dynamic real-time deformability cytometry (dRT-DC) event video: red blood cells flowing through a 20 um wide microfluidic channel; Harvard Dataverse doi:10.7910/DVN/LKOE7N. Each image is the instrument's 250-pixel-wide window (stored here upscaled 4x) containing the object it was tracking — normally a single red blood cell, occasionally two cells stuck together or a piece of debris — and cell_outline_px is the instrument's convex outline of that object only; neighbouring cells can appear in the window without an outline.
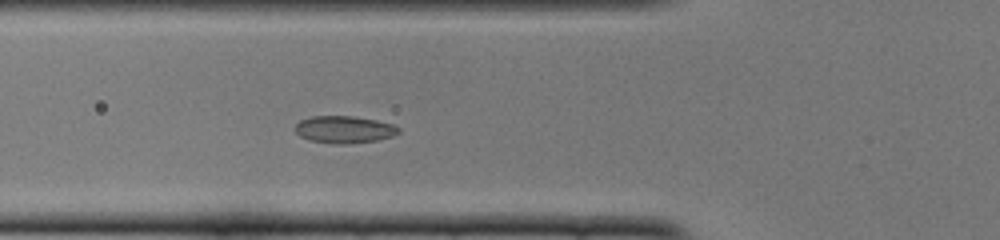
{"species": "common noctule bat (a hibernating species)", "species_latin": "Nyctalus noctula", "temperature_condition": "cold", "stored_images_in_passage": 47, "camera_frame_rate_fps": 3000, "um_per_image_px": 0.085, "animal": {"sex": "female", "body_mass_g": 22.0, "forearm_length_mm": 56.7}, "frame": {"image": 1, "passage_image": 14, "time_ms": 4.333, "image_size_px": [1000, 240], "cell_outline_px": [[400, 132], [392, 136], [376, 140], [348, 144], [332, 144], [308, 140], [300, 136], [296, 132], [296, 124], [300, 120], [312, 116], [352, 116], [376, 120], [396, 124], [400, 128]], "centroid_in_image_um": [29.28, 11.01], "position_along_channel_um": 96.5, "area_um2": 16.53}}
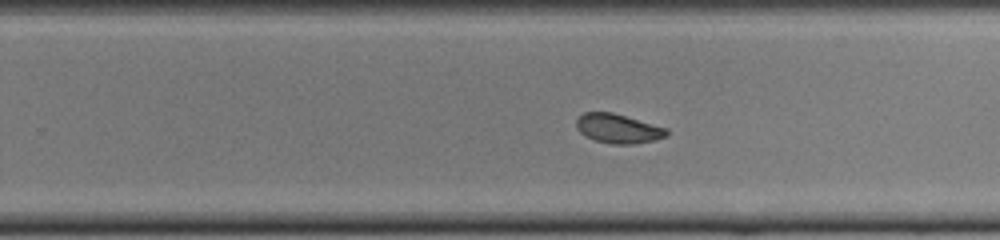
{"frame": {"image": 2, "passage_image": 28, "time_ms": 9.0, "image_size_px": [1000, 240], "cell_outline_px": [[668, 136], [656, 140], [636, 144], [612, 144], [596, 140], [584, 136], [576, 128], [576, 120], [584, 112], [612, 112], [668, 128]], "centroid_in_image_um": [52.56, 10.93], "position_along_channel_um": 277.2, "area_um2": 15.55}}
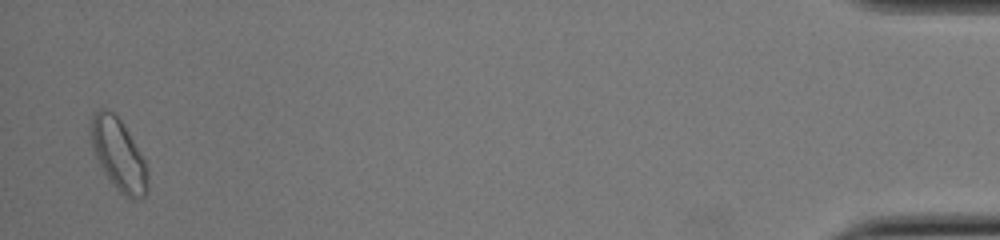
{"frame": {"image": 3, "passage_image": 46, "time_ms": 15.0, "image_size_px": [1000, 240], "cell_outline_px": [[148, 192], [144, 196], [136, 200], [132, 200], [124, 196], [116, 188], [104, 172], [92, 148], [88, 136], [92, 112], [100, 108], [104, 108], [112, 112], [120, 120], [144, 160], [148, 168]], "centroid_in_image_um": [10.05, 13.15], "position_along_channel_um": 425.2, "area_um2": 23.81}, "authors_computed_cell_mechanics": {"area_um2": 16.2418, "velocity_mm_per_s": 3.8787, "shape_relaxation_time_tau1_ms": 4.6381, "shape_relaxation_time_tau2_ms": 2.0108, "deformation_change_tau1": 0.0952, "deformation_change_tau2": 0.0669}}